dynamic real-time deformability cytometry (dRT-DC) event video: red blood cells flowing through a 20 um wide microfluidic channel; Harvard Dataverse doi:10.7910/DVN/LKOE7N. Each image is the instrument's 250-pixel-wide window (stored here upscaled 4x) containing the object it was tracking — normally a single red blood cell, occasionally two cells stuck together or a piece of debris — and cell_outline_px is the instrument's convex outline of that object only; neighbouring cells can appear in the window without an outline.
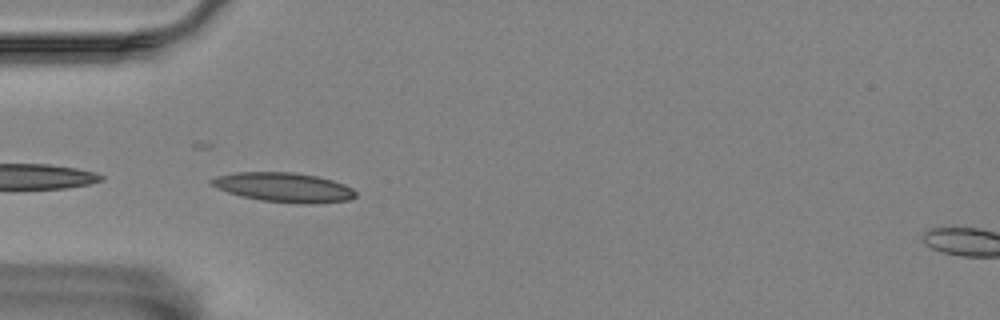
{"species": "Egyptian fruit bat (a non-hibernating species)", "species_latin": "Rousettus aegyptiacus", "temperature_condition": "room temperature", "stored_images_in_passage": 5, "camera_frame_rate_fps": 3000, "um_per_image_px": 0.085, "animal": {"sex": "female"}, "frame": {"image": 1, "passage_image": 3, "time_ms": 2.0, "image_size_px": [1000, 320], "cell_outline_px": [[356, 196], [348, 200], [312, 204], [300, 204], [260, 200], [240, 196], [216, 188], [208, 184], [208, 180], [216, 176], [236, 172], [296, 172], [316, 176], [332, 180], [344, 184], [352, 188], [356, 192]], "centroid_in_image_um": [24.08, 15.92], "position_along_channel_um": 60.9, "area_um2": 24.97}}
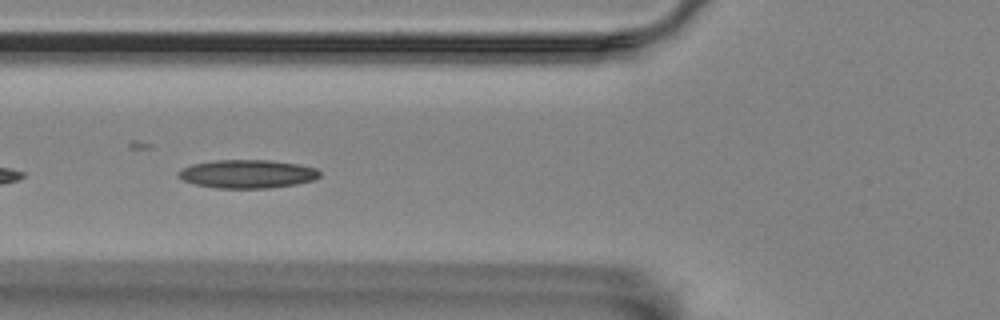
{"frame": {"image": 2, "passage_image": 4, "time_ms": 3.333, "image_size_px": [1000, 320], "cell_outline_px": [[320, 176], [312, 180], [296, 184], [268, 188], [216, 188], [196, 184], [184, 180], [176, 176], [176, 172], [192, 164], [216, 160], [268, 160], [296, 164], [316, 168], [320, 172]], "centroid_in_image_um": [21.0, 14.78], "position_along_channel_um": 104.8, "area_um2": 23.24}}
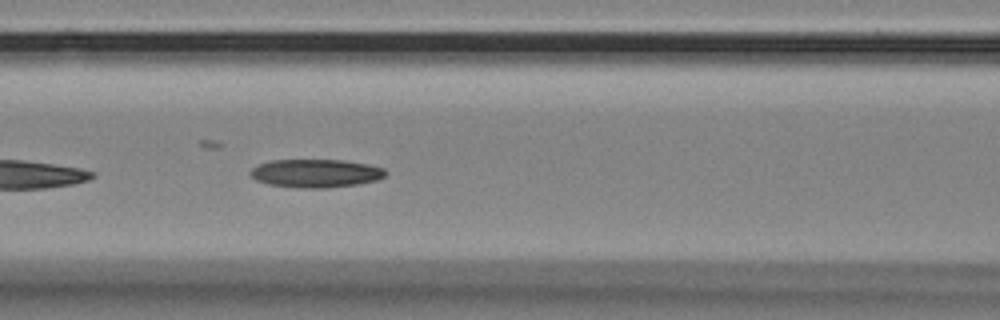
{"frame": {"image": 3, "passage_image": 5, "time_ms": 4.333, "image_size_px": [1000, 320], "cell_outline_px": [[388, 172], [384, 176], [376, 180], [356, 184], [328, 188], [296, 188], [268, 184], [256, 180], [248, 172], [252, 168], [260, 164], [272, 160], [344, 160], [368, 164], [384, 168]], "centroid_in_image_um": [26.84, 14.73], "position_along_channel_um": 139.8, "area_um2": 22.31}}